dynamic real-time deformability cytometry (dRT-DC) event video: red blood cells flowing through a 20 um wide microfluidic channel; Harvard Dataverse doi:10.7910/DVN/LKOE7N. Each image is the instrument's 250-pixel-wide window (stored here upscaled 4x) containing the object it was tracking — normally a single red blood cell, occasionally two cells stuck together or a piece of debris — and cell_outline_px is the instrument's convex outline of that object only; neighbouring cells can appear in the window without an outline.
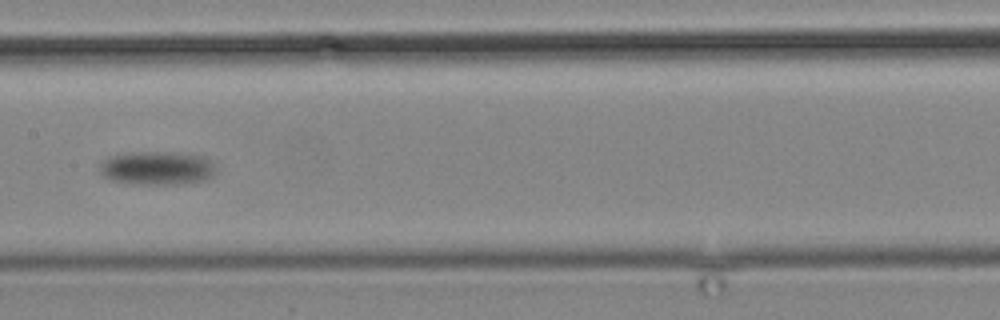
{"species": "common noctule bat (a hibernating species)", "species_latin": "Nyctalus noctula", "temperature_condition": "cold", "stored_images_in_passage": 17, "camera_frame_rate_fps": 3000, "um_per_image_px": 0.085, "animal": {"sex": "male", "body_mass_g": 19.2, "forearm_length_mm": 51.8}, "frame": {"image": 1, "passage_image": 15, "time_ms": 18.333, "image_size_px": [1000, 320], "cell_outline_px": [[216, 172], [212, 176], [204, 180], [176, 184], [144, 184], [112, 180], [104, 176], [100, 172], [100, 164], [108, 156], [124, 152], [180, 152], [204, 156], [212, 160], [216, 164]], "centroid_in_image_um": [13.39, 14.26], "position_along_channel_um": 194.0, "area_um2": 23.0}}
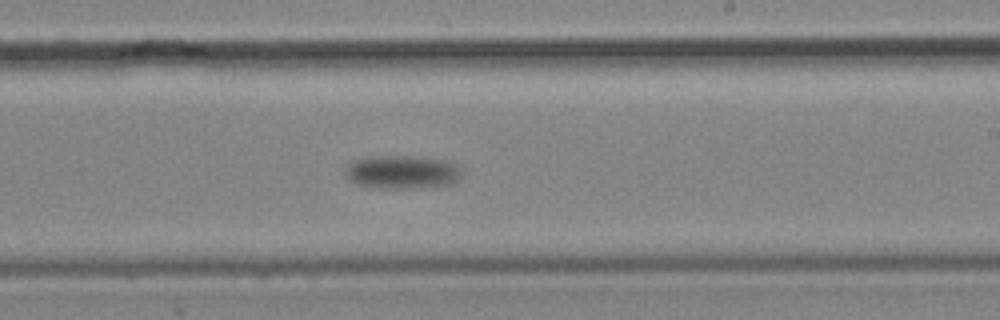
{"frame": {"image": 2, "passage_image": 17, "time_ms": 20.667, "image_size_px": [1000, 320], "cell_outline_px": [[460, 180], [452, 184], [420, 188], [376, 188], [360, 184], [348, 180], [344, 176], [344, 168], [352, 160], [364, 156], [420, 156], [452, 160], [460, 168]], "centroid_in_image_um": [34.18, 14.6], "position_along_channel_um": 254.8, "area_um2": 23.41}}